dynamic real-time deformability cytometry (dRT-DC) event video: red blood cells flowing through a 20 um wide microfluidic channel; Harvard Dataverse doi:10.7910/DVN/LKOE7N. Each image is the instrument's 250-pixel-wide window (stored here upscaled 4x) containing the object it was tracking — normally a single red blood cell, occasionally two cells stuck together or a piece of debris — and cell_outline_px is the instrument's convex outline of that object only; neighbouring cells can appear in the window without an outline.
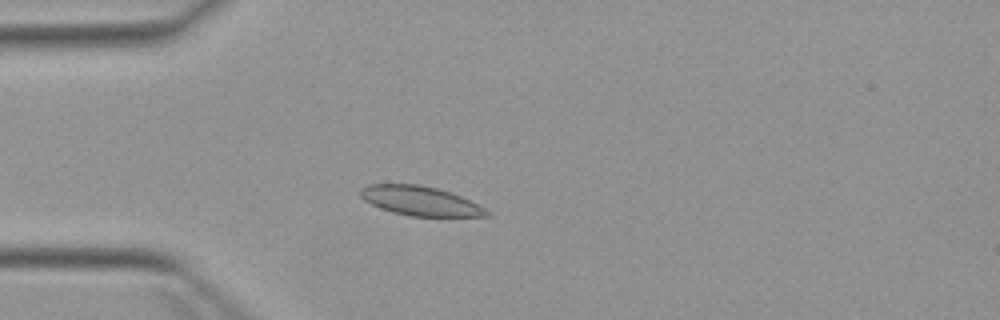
{"species": "Egyptian fruit bat (a non-hibernating species)", "species_latin": "Rousettus aegyptiacus", "temperature_condition": "warm", "stored_images_in_passage": 3, "camera_frame_rate_fps": 3000, "um_per_image_px": 0.085, "animal": {"sex": "female"}, "frame": {"image": 1, "passage_image": 3, "time_ms": 2.333, "image_size_px": [1000, 320], "cell_outline_px": [[492, 216], [412, 216], [392, 212], [380, 208], [364, 200], [360, 196], [360, 188], [368, 184], [420, 184], [436, 188], [460, 196], [492, 212]], "centroid_in_image_um": [35.7, 17.07], "position_along_channel_um": 49.3, "area_um2": 21.44}}